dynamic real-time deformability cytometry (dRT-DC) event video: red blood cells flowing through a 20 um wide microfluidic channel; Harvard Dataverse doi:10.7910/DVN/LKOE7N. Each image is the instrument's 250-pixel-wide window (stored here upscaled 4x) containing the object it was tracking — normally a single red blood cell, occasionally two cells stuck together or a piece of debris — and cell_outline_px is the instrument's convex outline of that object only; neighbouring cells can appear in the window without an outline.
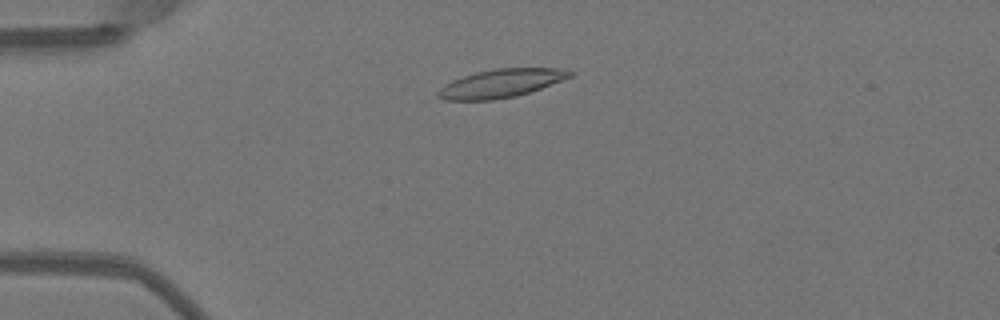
{"species": "Egyptian fruit bat (a non-hibernating species)", "species_latin": "Rousettus aegyptiacus", "temperature_condition": "warm", "stored_images_in_passage": 38, "camera_frame_rate_fps": 3000, "um_per_image_px": 0.085, "animal": {"sex": "female"}, "frame": {"image": 1, "passage_image": 10, "time_ms": 3.0, "image_size_px": [1000, 320], "cell_outline_px": [[572, 76], [540, 88], [516, 96], [492, 100], [444, 100], [436, 96], [436, 92], [444, 84], [452, 80], [476, 72], [496, 68], [560, 68], [572, 72]], "centroid_in_image_um": [42.52, 7.09], "position_along_channel_um": 42.5, "area_um2": 21.62}}
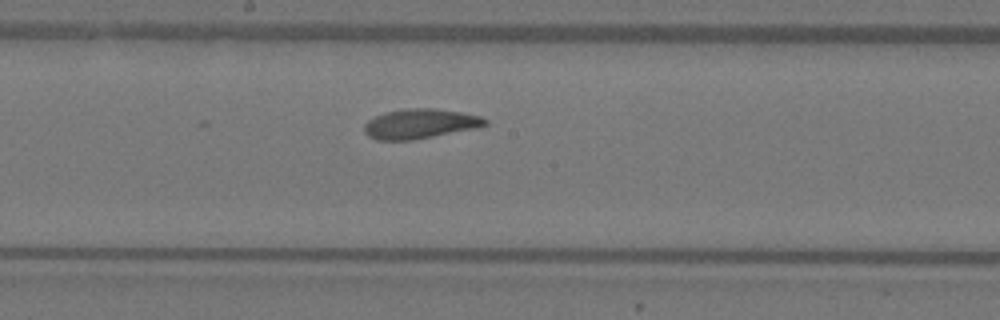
{"frame": {"image": 2, "passage_image": 25, "time_ms": 8.0, "image_size_px": [1000, 320], "cell_outline_px": [[488, 124], [476, 128], [412, 140], [376, 140], [368, 136], [364, 132], [364, 124], [368, 120], [384, 112], [408, 108], [436, 108], [460, 112], [480, 116], [488, 120]], "centroid_in_image_um": [35.68, 10.52], "position_along_channel_um": 212.5, "area_um2": 20.92}}
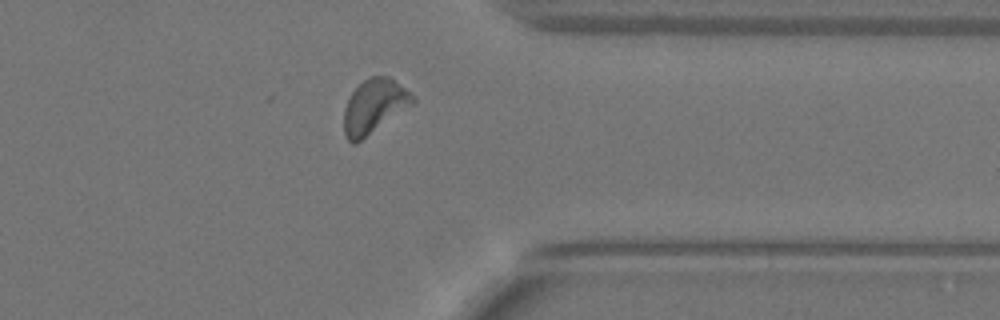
{"frame": {"image": 3, "passage_image": 38, "time_ms": 12.333, "image_size_px": [1000, 320], "cell_outline_px": [[416, 100], [412, 104], [356, 144], [352, 144], [348, 140], [344, 132], [344, 108], [348, 96], [368, 76], [388, 76], [404, 88]], "centroid_in_image_um": [31.75, 9.04], "position_along_channel_um": 379.7, "area_um2": 21.33}, "authors_computed_cell_mechanics": {"area_um2": 21.0681, "velocity_mm_per_s": 3.9955, "shape_relaxation_time_tau1_ms": 6.0756, "shape_relaxation_time_tau2_ms": 2.6726, "deformation_change_tau1": 0.1769, "deformation_change_tau2": 0.1027}}